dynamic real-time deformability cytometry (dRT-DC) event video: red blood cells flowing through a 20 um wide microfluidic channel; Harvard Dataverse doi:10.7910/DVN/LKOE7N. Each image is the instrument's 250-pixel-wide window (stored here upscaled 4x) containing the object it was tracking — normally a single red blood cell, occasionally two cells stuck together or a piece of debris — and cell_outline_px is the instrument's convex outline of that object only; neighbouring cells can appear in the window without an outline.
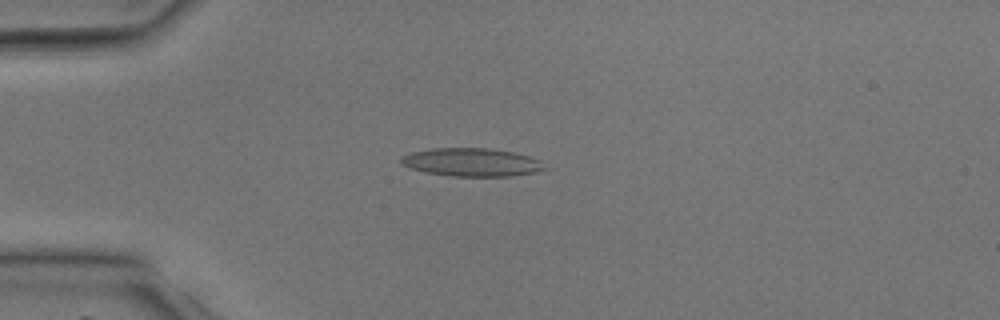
{"species": "common noctule bat (a hibernating species)", "species_latin": "Nyctalus noctula", "temperature_condition": "room temperature", "stored_images_in_passage": 33, "camera_frame_rate_fps": 3000, "um_per_image_px": 0.085, "animal": {"sex": "male", "body_mass_g": 17.9, "forearm_length_mm": 54.2}, "frame": {"image": 1, "passage_image": 5, "time_ms": 1.333, "image_size_px": [1000, 320], "cell_outline_px": [[548, 168], [532, 172], [512, 176], [452, 176], [424, 172], [408, 168], [400, 164], [400, 156], [412, 152], [432, 148], [488, 148], [512, 152], [528, 156], [540, 160]], "centroid_in_image_um": [40.03, 13.79], "position_along_channel_um": 45.0, "area_um2": 23.64}}
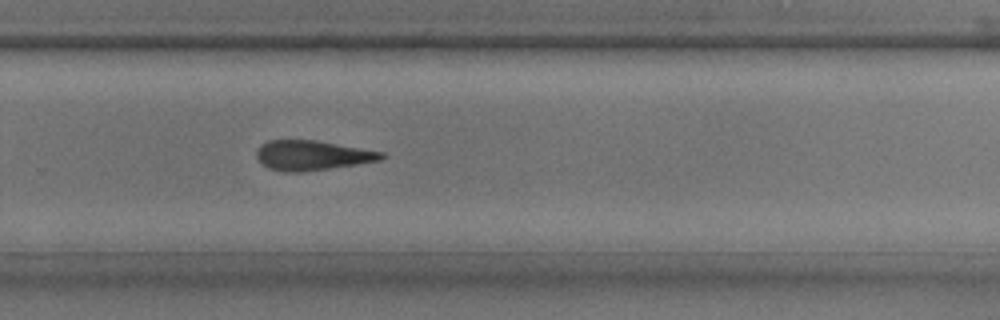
{"frame": {"image": 2, "passage_image": 21, "time_ms": 6.667, "image_size_px": [1000, 320], "cell_outline_px": [[384, 156], [380, 160], [356, 164], [300, 172], [284, 172], [268, 168], [260, 164], [256, 156], [256, 152], [260, 144], [268, 140], [316, 140], [384, 152]], "centroid_in_image_um": [26.47, 13.2], "position_along_channel_um": 303.3, "area_um2": 21.62}}
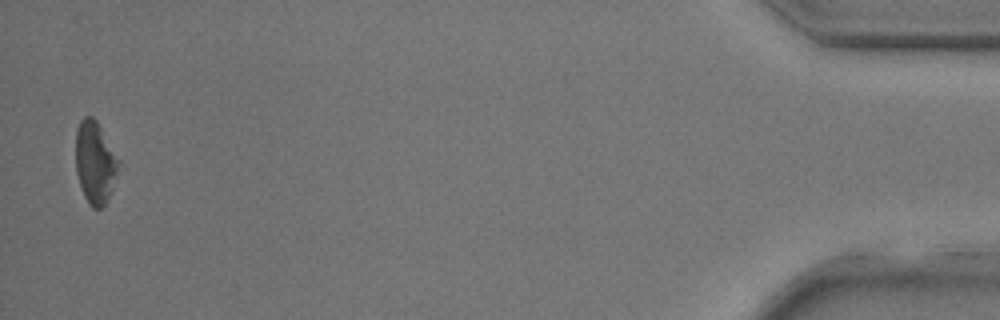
{"frame": {"image": 3, "passage_image": 33, "time_ms": 10.667, "image_size_px": [1000, 320], "cell_outline_px": [[120, 160], [112, 188], [104, 204], [100, 208], [92, 208], [88, 204], [84, 196], [76, 172], [76, 128], [80, 120], [84, 116], [92, 116], [96, 120]], "centroid_in_image_um": [8.06, 13.78], "position_along_channel_um": 427.1, "area_um2": 20.35}}